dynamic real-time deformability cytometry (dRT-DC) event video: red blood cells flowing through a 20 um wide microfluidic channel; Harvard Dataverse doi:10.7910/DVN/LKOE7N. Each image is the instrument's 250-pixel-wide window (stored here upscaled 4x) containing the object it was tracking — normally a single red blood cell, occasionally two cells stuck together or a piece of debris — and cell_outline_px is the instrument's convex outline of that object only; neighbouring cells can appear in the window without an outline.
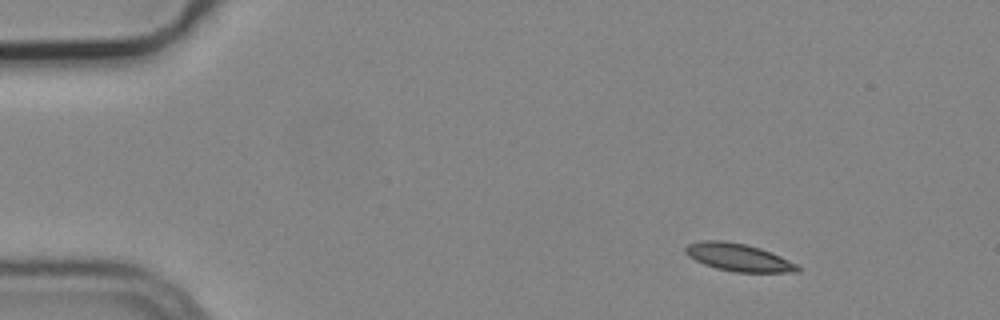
{"species": "common noctule bat (a hibernating species)", "species_latin": "Nyctalus noctula", "temperature_condition": "cold", "stored_images_in_passage": 7, "camera_frame_rate_fps": 3000, "um_per_image_px": 0.085, "animal": {"sex": "male", "body_mass_g": 19.2, "forearm_length_mm": 51.8}, "frame": {"image": 1, "passage_image": 1, "time_ms": 0.0, "image_size_px": [1000, 320], "cell_outline_px": [[800, 272], [736, 272], [716, 268], [704, 264], [688, 256], [684, 252], [684, 248], [688, 244], [704, 240], [724, 240], [744, 244], [760, 248], [772, 252], [796, 264], [800, 268]], "centroid_in_image_um": [62.75, 21.87], "position_along_channel_um": 22.2, "area_um2": 17.98}}
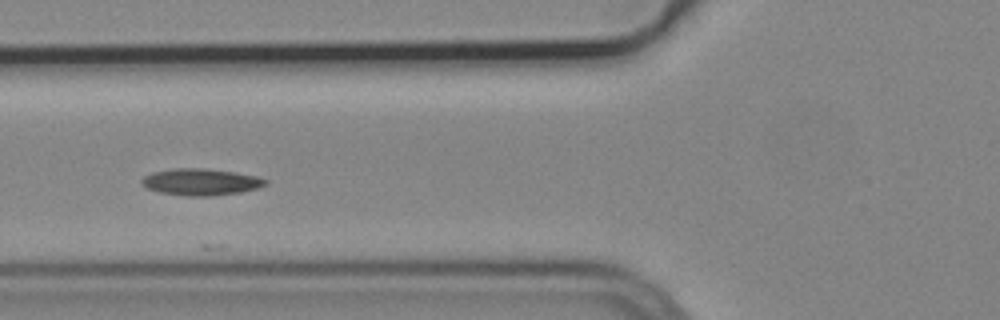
{"frame": {"image": 2, "passage_image": 5, "time_ms": 1.333, "image_size_px": [1000, 320], "cell_outline_px": [[268, 184], [256, 188], [240, 192], [212, 196], [188, 196], [160, 192], [148, 188], [140, 180], [144, 176], [152, 172], [172, 168], [204, 168], [236, 172], [256, 176], [268, 180]], "centroid_in_image_um": [17.09, 15.45], "position_along_channel_um": 108.7, "area_um2": 19.19}}
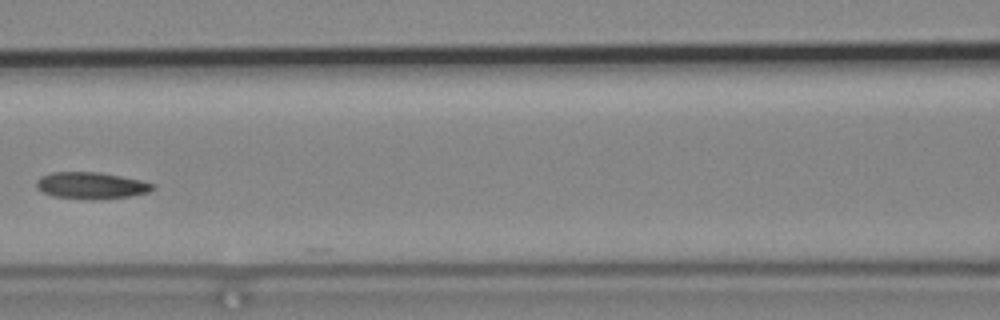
{"frame": {"image": 3, "passage_image": 6, "time_ms": 1.667, "image_size_px": [1000, 320], "cell_outline_px": [[156, 188], [148, 192], [128, 196], [100, 200], [88, 200], [52, 196], [36, 188], [36, 180], [40, 176], [52, 172], [100, 172], [140, 180], [156, 184]], "centroid_in_image_um": [7.74, 15.77], "position_along_channel_um": 158.9, "area_um2": 18.32}}